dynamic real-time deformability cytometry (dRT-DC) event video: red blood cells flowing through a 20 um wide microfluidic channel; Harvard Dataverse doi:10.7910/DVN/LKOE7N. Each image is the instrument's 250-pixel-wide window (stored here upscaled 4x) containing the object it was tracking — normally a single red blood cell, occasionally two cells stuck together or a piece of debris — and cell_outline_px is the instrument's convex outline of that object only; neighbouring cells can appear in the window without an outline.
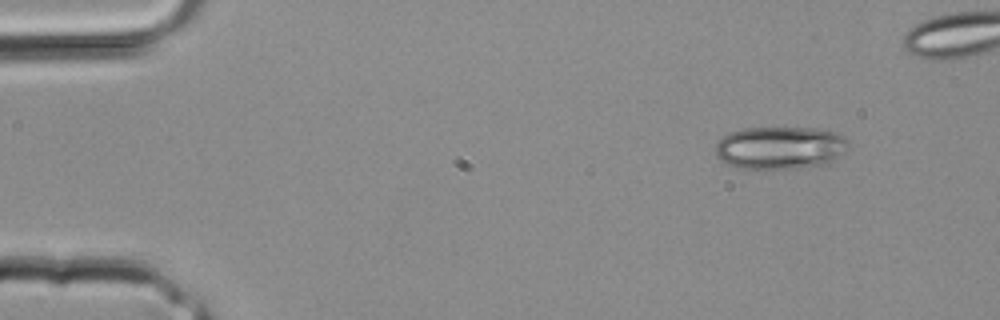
{"species": "common noctule bat (a hibernating species)", "species_latin": "Nyctalus noctula", "temperature_condition": "room temperature", "stored_images_in_passage": 29, "camera_frame_rate_fps": 3000, "um_per_image_px": 0.085, "animal": {"sex": "male", "body_mass_g": 20.4}, "frame": {"image": 1, "passage_image": 1, "time_ms": 0.0, "image_size_px": [1000, 320], "cell_outline_px": [[848, 148], [844, 152], [832, 160], [824, 164], [796, 168], [736, 168], [720, 160], [716, 156], [716, 144], [728, 132], [744, 128], [820, 128], [844, 136], [848, 140]], "centroid_in_image_um": [66.29, 12.55], "position_along_channel_um": 18.7, "area_um2": 33.0}}
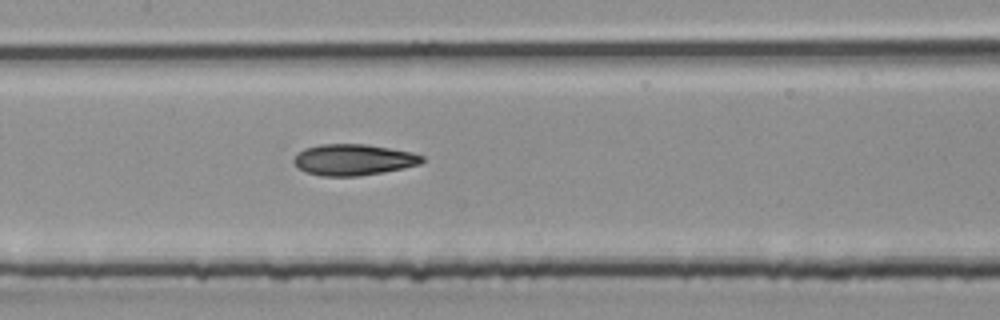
{"frame": {"image": 2, "passage_image": 14, "time_ms": 4.333, "image_size_px": [1000, 320], "cell_outline_px": [[424, 160], [420, 164], [360, 176], [320, 176], [304, 172], [292, 160], [304, 148], [320, 144], [364, 144], [412, 152], [424, 156]], "centroid_in_image_um": [30.02, 13.57], "position_along_channel_um": 177.4, "area_um2": 23.06}}
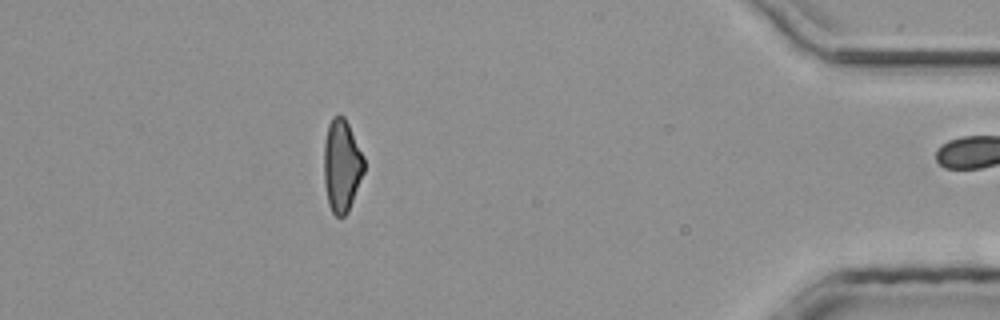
{"frame": {"image": 3, "passage_image": 28, "time_ms": 9.0, "image_size_px": [1000, 320], "cell_outline_px": [[364, 172], [348, 212], [344, 216], [336, 216], [332, 212], [328, 204], [324, 184], [324, 140], [328, 124], [332, 116], [344, 116], [364, 156]], "centroid_in_image_um": [29.03, 14.08], "position_along_channel_um": 406.2, "area_um2": 21.68}}